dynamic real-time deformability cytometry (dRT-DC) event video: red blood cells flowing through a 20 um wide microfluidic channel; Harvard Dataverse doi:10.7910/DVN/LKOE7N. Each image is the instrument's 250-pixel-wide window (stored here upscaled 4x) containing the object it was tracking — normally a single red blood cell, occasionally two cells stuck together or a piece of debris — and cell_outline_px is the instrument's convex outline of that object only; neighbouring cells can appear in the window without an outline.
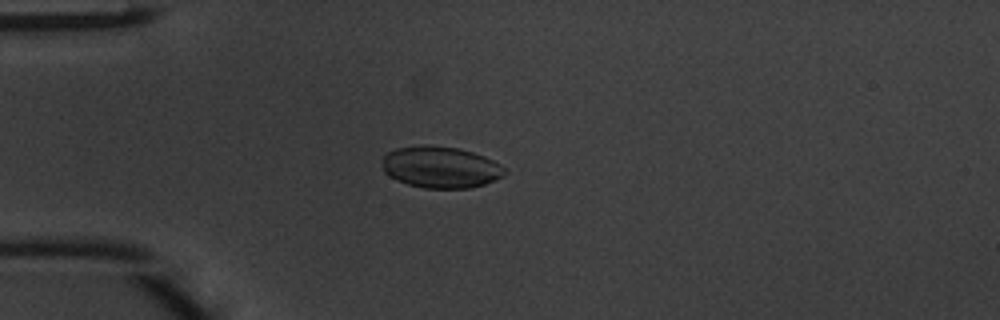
{"species": "common noctule bat (a hibernating species)", "species_latin": "Nyctalus noctula", "temperature_condition": "warm", "stored_images_in_passage": 49, "camera_frame_rate_fps": 3000, "um_per_image_px": 0.085, "animal": {"sex": "male", "body_mass_g": 20.1, "forearm_length_mm": 53.5}, "frame": {"image": 1, "passage_image": 14, "time_ms": 4.333, "image_size_px": [1000, 320], "cell_outline_px": [[508, 172], [504, 176], [484, 184], [468, 188], [424, 188], [408, 184], [396, 180], [388, 176], [384, 172], [384, 152], [396, 148], [420, 144], [428, 144], [460, 148], [484, 156], [500, 164]], "centroid_in_image_um": [37.44, 14.19], "position_along_channel_um": 47.6, "area_um2": 29.94}}
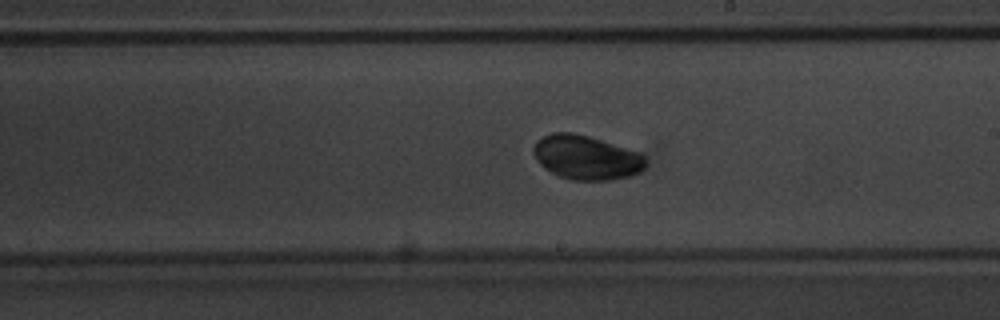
{"frame": {"image": 2, "passage_image": 29, "time_ms": 9.333, "image_size_px": [1000, 320], "cell_outline_px": [[648, 164], [640, 172], [632, 176], [612, 180], [572, 180], [560, 176], [544, 168], [536, 160], [532, 152], [532, 148], [536, 140], [552, 132], [572, 132], [588, 136], [640, 152], [648, 156]], "centroid_in_image_um": [49.87, 13.39], "position_along_channel_um": 239.1, "area_um2": 29.36}}
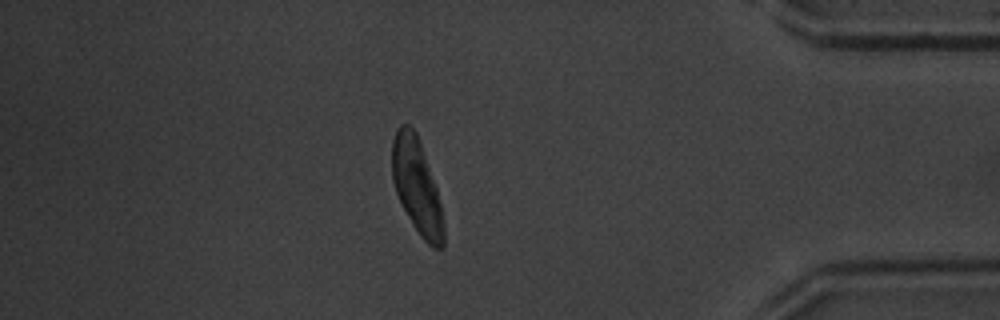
{"frame": {"image": 3, "passage_image": 43, "time_ms": 14.0, "image_size_px": [1000, 320], "cell_outline_px": [[444, 248], [432, 248], [420, 236], [412, 224], [396, 192], [392, 180], [392, 140], [400, 124], [408, 124], [416, 132], [420, 140], [436, 188], [440, 204], [444, 224]], "centroid_in_image_um": [35.43, 15.84], "position_along_channel_um": 399.8, "area_um2": 28.26}, "authors_computed_cell_mechanics": {"area_um2": 28.4954, "velocity_mm_per_s": 4.1703, "shape_relaxation_time_tau1_ms": 0.8842, "shape_relaxation_time_tau2_ms": null, "deformation_change_tau1": 0.0515, "deformation_change_tau2": null}}